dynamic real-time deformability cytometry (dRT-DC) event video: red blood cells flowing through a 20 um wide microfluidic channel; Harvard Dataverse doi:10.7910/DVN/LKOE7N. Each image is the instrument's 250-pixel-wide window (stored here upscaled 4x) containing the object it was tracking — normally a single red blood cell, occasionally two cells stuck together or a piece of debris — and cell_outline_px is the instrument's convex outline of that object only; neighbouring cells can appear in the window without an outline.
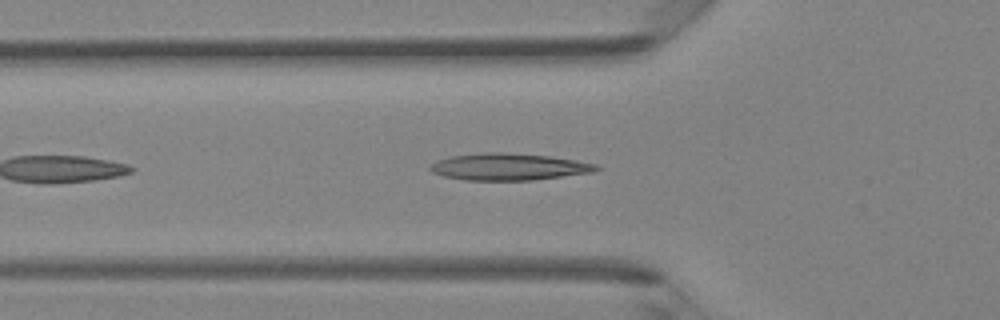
{"species": "Egyptian fruit bat (a non-hibernating species)", "species_latin": "Rousettus aegyptiacus", "temperature_condition": "room temperature", "stored_images_in_passage": 34, "camera_frame_rate_fps": 3000, "um_per_image_px": 0.085, "animal": {"sex": "female"}, "frame": {"image": 1, "passage_image": 5, "time_ms": 1.333, "image_size_px": [1000, 320], "cell_outline_px": [[600, 168], [592, 172], [532, 180], [464, 180], [444, 176], [432, 172], [428, 168], [436, 160], [452, 156], [484, 152], [504, 152], [548, 156], [596, 164]], "centroid_in_image_um": [43.18, 14.18], "position_along_channel_um": 82.6, "area_um2": 25.72}}
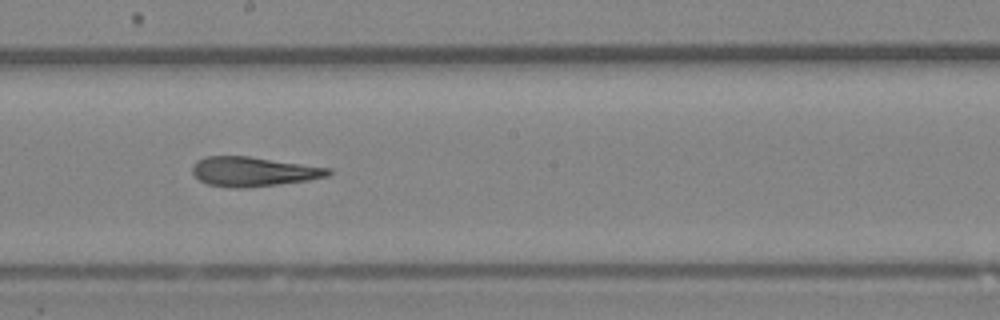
{"frame": {"image": 2, "passage_image": 15, "time_ms": 4.667, "image_size_px": [1000, 320], "cell_outline_px": [[332, 172], [328, 176], [308, 180], [248, 188], [232, 188], [208, 184], [200, 180], [192, 172], [192, 164], [196, 160], [208, 156], [248, 156], [332, 168]], "centroid_in_image_um": [21.53, 14.58], "position_along_channel_um": 226.7, "area_um2": 23.41}}
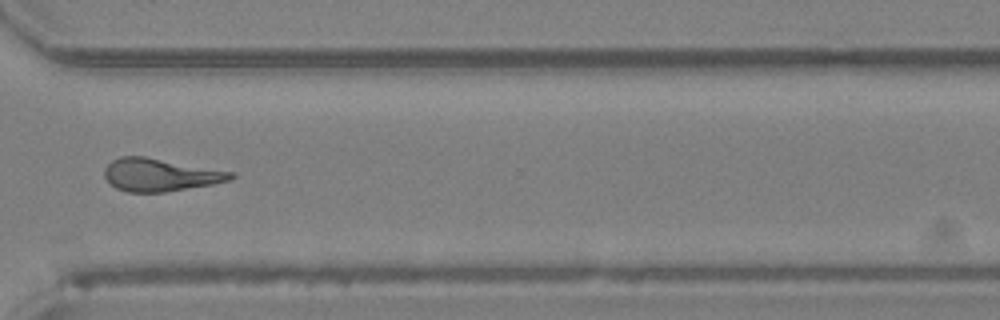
{"frame": {"image": 3, "passage_image": 24, "time_ms": 7.667, "image_size_px": [1000, 320], "cell_outline_px": [[236, 176], [232, 180], [212, 184], [164, 192], [128, 192], [116, 188], [104, 176], [104, 168], [112, 160], [120, 156], [144, 156], [236, 172]], "centroid_in_image_um": [13.64, 14.85], "position_along_channel_um": 357.0, "area_um2": 24.16}, "authors_computed_cell_mechanics": {"area_um2": 23.3801, "velocity_mm_per_s": 4.332, "shape_relaxation_time_tau1_ms": null, "shape_relaxation_time_tau2_ms": 1.8452, "deformation_change_tau1": null, "deformation_change_tau2": 0.1281}}